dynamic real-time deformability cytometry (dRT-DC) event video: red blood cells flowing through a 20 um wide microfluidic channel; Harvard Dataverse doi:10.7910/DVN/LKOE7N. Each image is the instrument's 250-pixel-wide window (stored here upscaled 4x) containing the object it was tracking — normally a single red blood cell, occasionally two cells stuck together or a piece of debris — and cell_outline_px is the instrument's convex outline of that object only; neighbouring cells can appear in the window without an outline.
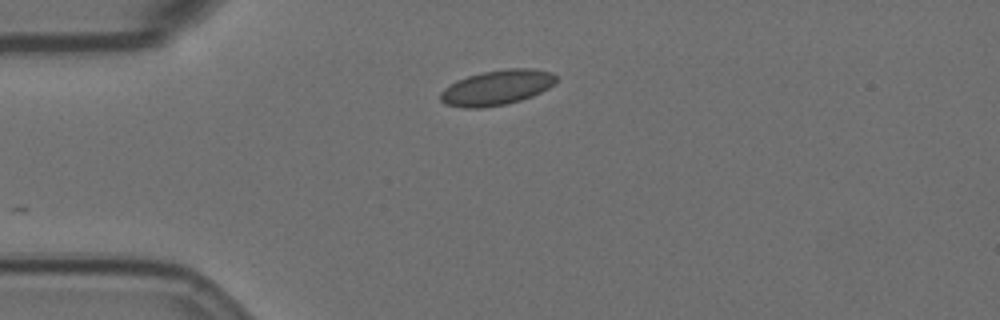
{"species": "Egyptian fruit bat (a non-hibernating species)", "species_latin": "Rousettus aegyptiacus", "temperature_condition": "room temperature", "stored_images_in_passage": 16, "camera_frame_rate_fps": 3000, "um_per_image_px": 0.085, "animal": {"sex": "female"}, "frame": {"image": 1, "passage_image": 1, "time_ms": 0.0, "image_size_px": [1000, 320], "cell_outline_px": [[556, 80], [548, 88], [532, 96], [508, 104], [480, 108], [464, 108], [444, 104], [440, 100], [440, 92], [444, 88], [456, 80], [480, 72], [508, 68], [532, 68], [552, 72], [556, 76]], "centroid_in_image_um": [42.2, 7.44], "position_along_channel_um": 42.8, "area_um2": 23.76}}
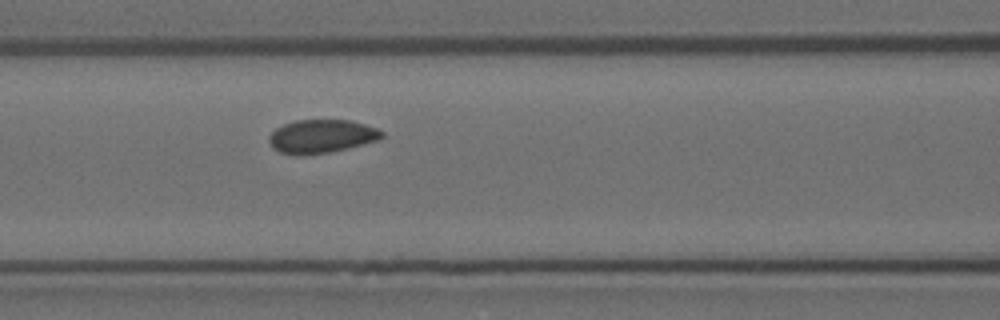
{"frame": {"image": 2, "passage_image": 11, "time_ms": 3.333, "image_size_px": [1000, 320], "cell_outline_px": [[384, 136], [380, 140], [348, 148], [328, 152], [300, 156], [296, 156], [280, 152], [272, 148], [268, 140], [268, 136], [276, 128], [284, 124], [296, 120], [352, 120], [376, 128], [384, 132]], "centroid_in_image_um": [27.32, 11.59], "position_along_channel_um": 139.3, "area_um2": 22.2}}
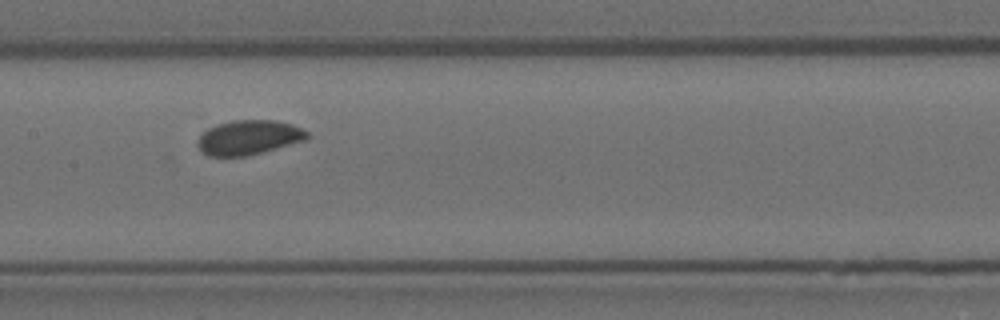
{"frame": {"image": 3, "passage_image": 15, "time_ms": 4.667, "image_size_px": [1000, 320], "cell_outline_px": [[308, 136], [304, 140], [260, 152], [244, 156], [208, 156], [196, 144], [196, 140], [208, 128], [216, 124], [232, 120], [276, 120], [292, 124], [308, 132]], "centroid_in_image_um": [21.1, 11.66], "position_along_channel_um": 186.3, "area_um2": 21.73}}